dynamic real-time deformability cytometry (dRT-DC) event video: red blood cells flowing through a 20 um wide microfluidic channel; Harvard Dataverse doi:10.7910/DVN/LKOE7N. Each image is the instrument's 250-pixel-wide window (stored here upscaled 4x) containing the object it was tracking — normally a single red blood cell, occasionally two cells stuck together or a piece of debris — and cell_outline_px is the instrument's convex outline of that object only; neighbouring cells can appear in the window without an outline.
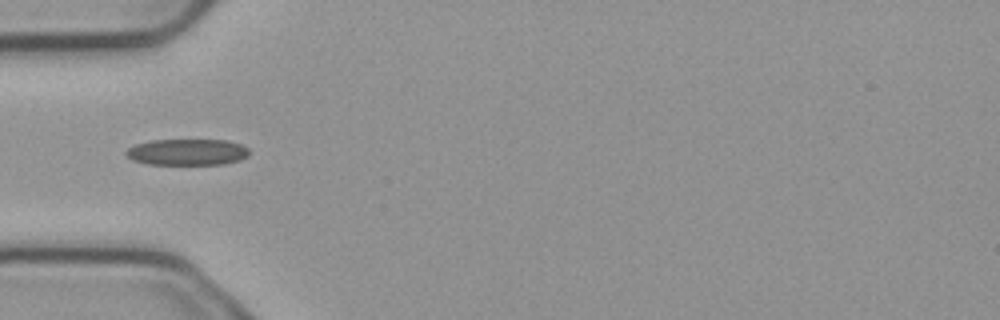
{"species": "common noctule bat (a hibernating species)", "species_latin": "Nyctalus noctula", "temperature_condition": "cold", "stored_images_in_passage": 5, "camera_frame_rate_fps": 3000, "um_per_image_px": 0.085, "animal": {"sex": "male", "body_mass_g": 23.1, "forearm_length_mm": 52.7}, "frame": {"image": 1, "passage_image": 4, "time_ms": 1.0, "image_size_px": [1000, 320], "cell_outline_px": [[248, 156], [240, 160], [224, 164], [148, 164], [132, 160], [124, 152], [128, 148], [136, 144], [152, 140], [228, 140], [240, 144], [248, 148]], "centroid_in_image_um": [15.92, 12.92], "position_along_channel_um": 69.1, "area_um2": 18.84}}
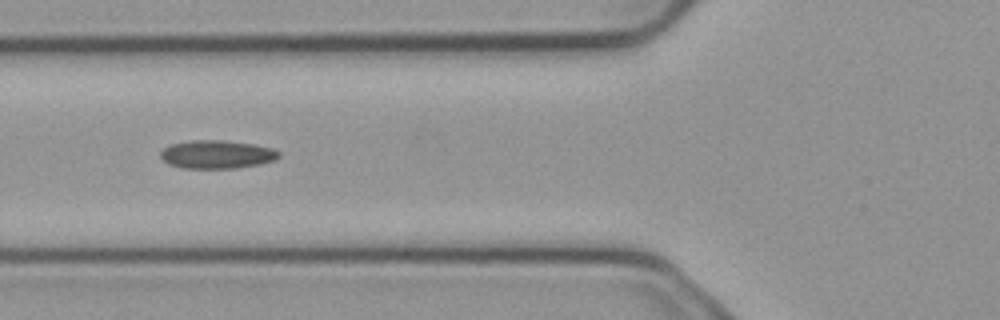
{"frame": {"image": 2, "passage_image": 5, "time_ms": 1.333, "image_size_px": [1000, 320], "cell_outline_px": [[280, 156], [276, 160], [260, 164], [236, 168], [180, 168], [168, 164], [160, 156], [160, 152], [168, 144], [192, 140], [224, 140], [252, 144], [272, 148], [280, 152]], "centroid_in_image_um": [18.42, 13.12], "position_along_channel_um": 107.4, "area_um2": 19.65}}